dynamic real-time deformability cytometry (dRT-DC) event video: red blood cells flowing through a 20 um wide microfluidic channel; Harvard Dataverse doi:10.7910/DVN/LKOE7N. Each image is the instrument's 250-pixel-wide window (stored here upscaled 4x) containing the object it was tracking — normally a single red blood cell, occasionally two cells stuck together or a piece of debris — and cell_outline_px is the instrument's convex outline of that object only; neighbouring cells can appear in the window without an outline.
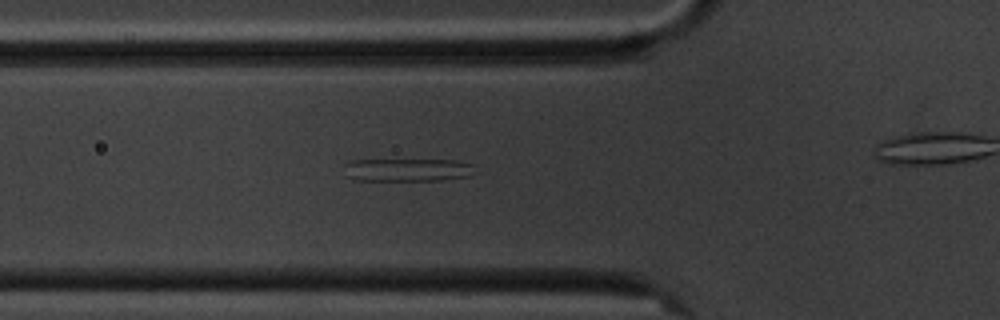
{"species": "common noctule bat (a hibernating species)", "species_latin": "Nyctalus noctula", "temperature_condition": "cold", "stored_images_in_passage": 7, "segment_of_instrument_passage": [1, 2], "camera_frame_rate_fps": 3000, "um_per_image_px": 0.085, "animal": {"sex": "male", "body_mass_g": 20.1, "forearm_length_mm": 53.5}, "frame": {"image": 1, "passage_image": 6, "time_ms": 5.667, "image_size_px": [1000, 320], "cell_outline_px": [[472, 164], [468, 176], [440, 180], [352, 180], [344, 176], [344, 164], [348, 160], [456, 160]], "centroid_in_image_um": [34.48, 14.43], "position_along_channel_um": 91.3, "area_um2": 17.4}}